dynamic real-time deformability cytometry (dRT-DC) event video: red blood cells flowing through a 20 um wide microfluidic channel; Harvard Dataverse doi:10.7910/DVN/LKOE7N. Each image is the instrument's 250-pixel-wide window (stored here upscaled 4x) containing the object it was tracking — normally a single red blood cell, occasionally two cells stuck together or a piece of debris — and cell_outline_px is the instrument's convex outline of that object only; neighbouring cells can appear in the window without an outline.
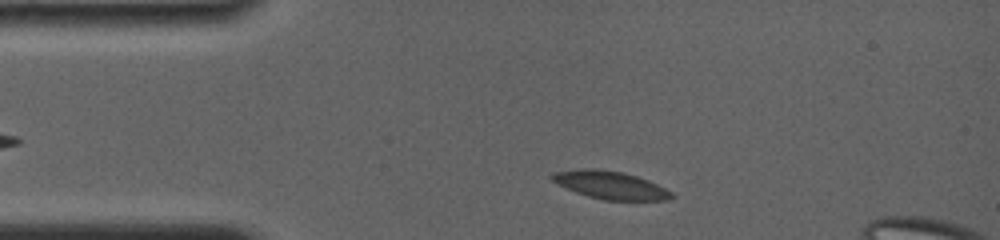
{"species": "common noctule bat (a hibernating species)", "species_latin": "Nyctalus noctula", "temperature_condition": "room temperature", "stored_images_in_passage": 31, "camera_frame_rate_fps": 4000, "um_per_image_px": 0.085, "animal": {"sex": "female", "body_mass_g": 19.0, "forearm_length_mm": 56.7}, "frame": {"image": 1, "passage_image": 1, "time_ms": 0.0, "image_size_px": [1000, 240], "cell_outline_px": [[676, 196], [668, 200], [604, 200], [588, 196], [576, 192], [552, 180], [548, 176], [552, 172], [580, 168], [596, 168], [624, 172], [648, 180], [672, 192]], "centroid_in_image_um": [51.87, 15.72], "position_along_channel_um": 33.1, "area_um2": 19.42}}
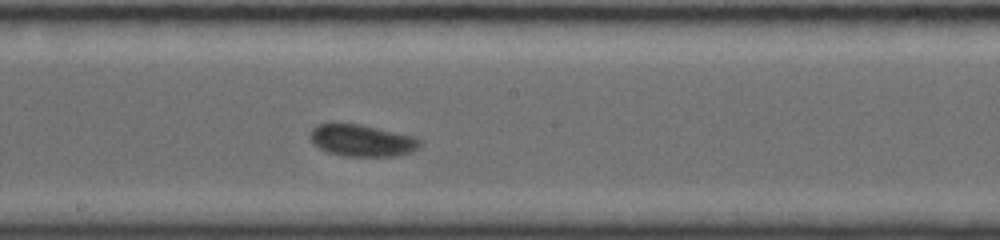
{"frame": {"image": 2, "passage_image": 16, "time_ms": 5.75, "image_size_px": [1000, 240], "cell_outline_px": [[424, 144], [420, 148], [412, 152], [392, 156], [344, 156], [328, 152], [320, 148], [312, 140], [312, 128], [320, 124], [360, 124], [412, 136], [424, 140]], "centroid_in_image_um": [30.86, 11.96], "position_along_channel_um": 217.3, "area_um2": 20.11}}
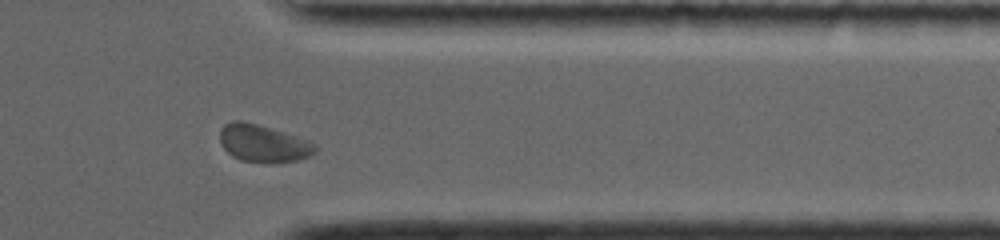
{"frame": {"image": 3, "passage_image": 27, "time_ms": 10.25, "image_size_px": [1000, 240], "cell_outline_px": [[316, 152], [312, 156], [300, 160], [268, 164], [240, 160], [232, 156], [224, 148], [220, 140], [220, 128], [224, 124], [232, 120], [240, 120], [256, 124], [284, 132], [308, 140], [316, 144]], "centroid_in_image_um": [22.39, 12.21], "position_along_channel_um": 389.0, "area_um2": 21.04}, "authors_computed_cell_mechanics": {"area_um2": 19.7676, "velocity_mm_per_s": 3.7997, "shape_relaxation_time_tau1_ms": 4.3876, "shape_relaxation_time_tau2_ms": 3.7488, "deformation_change_tau1": 0.0857, "deformation_change_tau2": 0.0572}}